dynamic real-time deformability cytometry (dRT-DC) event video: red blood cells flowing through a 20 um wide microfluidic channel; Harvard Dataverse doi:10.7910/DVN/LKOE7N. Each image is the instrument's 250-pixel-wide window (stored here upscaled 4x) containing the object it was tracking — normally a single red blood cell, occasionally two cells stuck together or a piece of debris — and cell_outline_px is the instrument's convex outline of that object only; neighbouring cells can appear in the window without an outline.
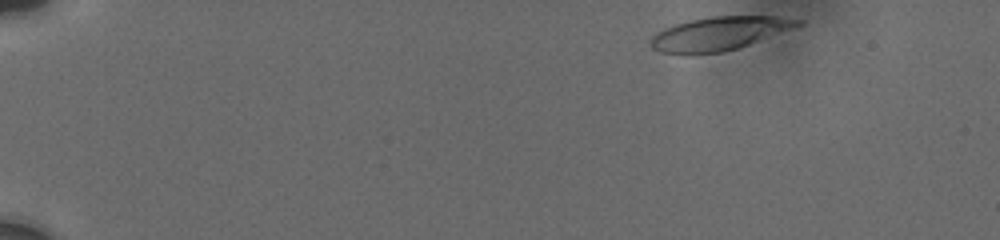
{"species": "human", "species_latin": "Homo sapiens", "temperature_condition": "cold", "stored_images_in_passage": 45, "camera_frame_rate_fps": 3000, "um_per_image_px": 0.085, "donor": {"sex": "male"}, "frame": {"image": 1, "passage_image": 1, "time_ms": 0.0, "image_size_px": [1000, 240], "cell_outline_px": [[804, 24], [748, 44], [736, 48], [720, 52], [660, 52], [652, 48], [648, 44], [652, 36], [656, 32], [664, 28], [688, 20], [716, 16], [776, 16], [804, 20]], "centroid_in_image_um": [61.13, 2.81], "position_along_channel_um": 23.9, "area_um2": 28.03}}
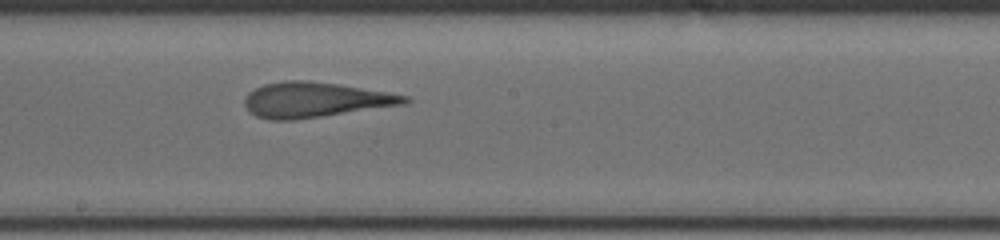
{"frame": {"image": 2, "passage_image": 27, "time_ms": 8.667, "image_size_px": [1000, 240], "cell_outline_px": [[412, 100], [408, 104], [292, 120], [268, 120], [256, 116], [244, 104], [244, 96], [248, 92], [264, 84], [284, 80], [308, 80], [340, 84], [408, 96]], "centroid_in_image_um": [26.78, 8.48], "position_along_channel_um": 221.4, "area_um2": 32.77}}
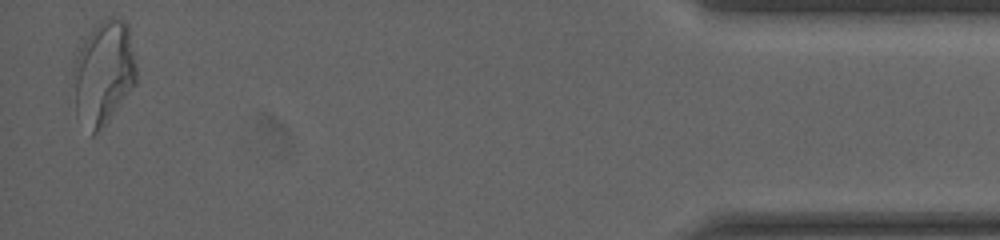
{"frame": {"image": 3, "passage_image": 45, "time_ms": 16.0, "image_size_px": [1000, 240], "cell_outline_px": [[136, 84], [108, 120], [92, 136], [76, 112], [76, 56], [84, 40], [100, 20], [112, 16], [124, 20], [128, 24], [136, 68]], "centroid_in_image_um": [8.86, 6.14], "position_along_channel_um": 426.3, "area_um2": 37.11}, "authors_computed_cell_mechanics": {"area_um2": 32.4836, "velocity_mm_per_s": 3.7468, "shape_relaxation_time_tau1_ms": null, "shape_relaxation_time_tau2_ms": 1.9542, "deformation_change_tau1": null, "deformation_change_tau2": 0.1331}}